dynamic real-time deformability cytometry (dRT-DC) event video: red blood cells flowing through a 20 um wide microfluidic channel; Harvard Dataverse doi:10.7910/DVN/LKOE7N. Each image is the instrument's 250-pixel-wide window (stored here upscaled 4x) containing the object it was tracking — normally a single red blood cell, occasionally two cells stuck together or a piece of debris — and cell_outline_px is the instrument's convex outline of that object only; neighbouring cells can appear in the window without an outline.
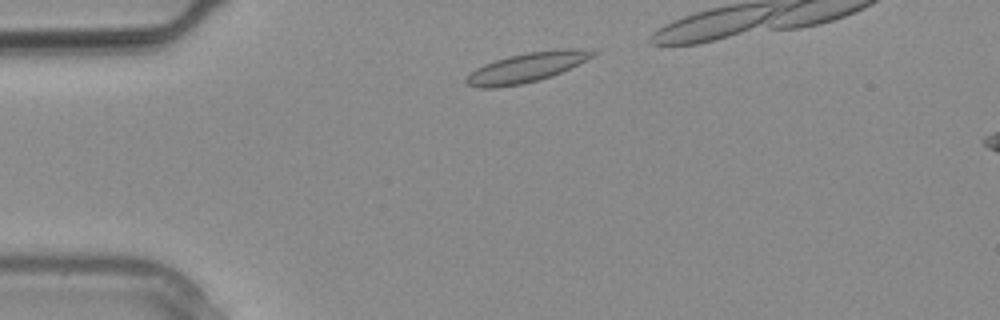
{"species": "common noctule bat (a hibernating species)", "species_latin": "Nyctalus noctula", "temperature_condition": "warm", "stored_images_in_passage": 15, "camera_frame_rate_fps": 3000, "um_per_image_px": 0.085, "animal": {"sex": "male", "body_mass_g": 20.4}, "frame": {"image": 1, "passage_image": 3, "time_ms": 0.667, "image_size_px": [1000, 320], "cell_outline_px": [[600, 52], [596, 56], [552, 76], [524, 84], [496, 88], [480, 88], [468, 84], [464, 80], [476, 68], [484, 64], [508, 56], [528, 52], [568, 48], [580, 48]], "centroid_in_image_um": [44.82, 5.73], "position_along_channel_um": 40.2, "area_um2": 21.85}}